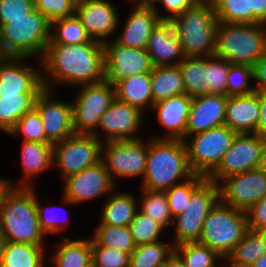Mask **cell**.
I'll return each mask as SVG.
<instances>
[{
    "label": "cell",
    "instance_id": "6da1fadb",
    "mask_svg": "<svg viewBox=\"0 0 266 267\" xmlns=\"http://www.w3.org/2000/svg\"><path fill=\"white\" fill-rule=\"evenodd\" d=\"M104 63L103 43H48L40 58L44 89L54 93L56 85L76 87L102 82L105 80Z\"/></svg>",
    "mask_w": 266,
    "mask_h": 267
},
{
    "label": "cell",
    "instance_id": "7a4b0ae2",
    "mask_svg": "<svg viewBox=\"0 0 266 267\" xmlns=\"http://www.w3.org/2000/svg\"><path fill=\"white\" fill-rule=\"evenodd\" d=\"M34 187H10L0 199V232L5 241L44 245Z\"/></svg>",
    "mask_w": 266,
    "mask_h": 267
},
{
    "label": "cell",
    "instance_id": "3957f363",
    "mask_svg": "<svg viewBox=\"0 0 266 267\" xmlns=\"http://www.w3.org/2000/svg\"><path fill=\"white\" fill-rule=\"evenodd\" d=\"M194 175L184 140L149 137L141 189L165 191Z\"/></svg>",
    "mask_w": 266,
    "mask_h": 267
},
{
    "label": "cell",
    "instance_id": "277c9868",
    "mask_svg": "<svg viewBox=\"0 0 266 267\" xmlns=\"http://www.w3.org/2000/svg\"><path fill=\"white\" fill-rule=\"evenodd\" d=\"M50 40V21L37 9L25 17L8 19L0 27V56L37 55L40 59Z\"/></svg>",
    "mask_w": 266,
    "mask_h": 267
},
{
    "label": "cell",
    "instance_id": "5b68a950",
    "mask_svg": "<svg viewBox=\"0 0 266 267\" xmlns=\"http://www.w3.org/2000/svg\"><path fill=\"white\" fill-rule=\"evenodd\" d=\"M266 53V24L219 22L216 30L215 55L231 64L255 66Z\"/></svg>",
    "mask_w": 266,
    "mask_h": 267
},
{
    "label": "cell",
    "instance_id": "8992f818",
    "mask_svg": "<svg viewBox=\"0 0 266 267\" xmlns=\"http://www.w3.org/2000/svg\"><path fill=\"white\" fill-rule=\"evenodd\" d=\"M185 56L215 54L218 19L209 5H194L171 20Z\"/></svg>",
    "mask_w": 266,
    "mask_h": 267
},
{
    "label": "cell",
    "instance_id": "52a82bcc",
    "mask_svg": "<svg viewBox=\"0 0 266 267\" xmlns=\"http://www.w3.org/2000/svg\"><path fill=\"white\" fill-rule=\"evenodd\" d=\"M248 230L246 212L219 200L205 218L198 242L225 259Z\"/></svg>",
    "mask_w": 266,
    "mask_h": 267
},
{
    "label": "cell",
    "instance_id": "ba28073f",
    "mask_svg": "<svg viewBox=\"0 0 266 267\" xmlns=\"http://www.w3.org/2000/svg\"><path fill=\"white\" fill-rule=\"evenodd\" d=\"M72 106V124L77 134H92L99 139L97 130L101 116L116 99L115 86L106 80L80 85Z\"/></svg>",
    "mask_w": 266,
    "mask_h": 267
},
{
    "label": "cell",
    "instance_id": "9c48e42d",
    "mask_svg": "<svg viewBox=\"0 0 266 267\" xmlns=\"http://www.w3.org/2000/svg\"><path fill=\"white\" fill-rule=\"evenodd\" d=\"M237 134L228 126L222 125L189 135L184 142L192 171L207 177L219 165Z\"/></svg>",
    "mask_w": 266,
    "mask_h": 267
},
{
    "label": "cell",
    "instance_id": "30bf717a",
    "mask_svg": "<svg viewBox=\"0 0 266 267\" xmlns=\"http://www.w3.org/2000/svg\"><path fill=\"white\" fill-rule=\"evenodd\" d=\"M220 200L218 184L206 179L193 193L185 211L173 218L174 245L200 239L203 223Z\"/></svg>",
    "mask_w": 266,
    "mask_h": 267
},
{
    "label": "cell",
    "instance_id": "8fae6325",
    "mask_svg": "<svg viewBox=\"0 0 266 267\" xmlns=\"http://www.w3.org/2000/svg\"><path fill=\"white\" fill-rule=\"evenodd\" d=\"M148 142L142 138L105 141L101 161L116 185V178L143 179L147 162Z\"/></svg>",
    "mask_w": 266,
    "mask_h": 267
},
{
    "label": "cell",
    "instance_id": "7c38bea8",
    "mask_svg": "<svg viewBox=\"0 0 266 267\" xmlns=\"http://www.w3.org/2000/svg\"><path fill=\"white\" fill-rule=\"evenodd\" d=\"M102 144L92 134H73L53 144V168L58 167L62 179L101 161Z\"/></svg>",
    "mask_w": 266,
    "mask_h": 267
},
{
    "label": "cell",
    "instance_id": "4fadbf2b",
    "mask_svg": "<svg viewBox=\"0 0 266 267\" xmlns=\"http://www.w3.org/2000/svg\"><path fill=\"white\" fill-rule=\"evenodd\" d=\"M62 180V202L72 206L108 196L117 188L102 161Z\"/></svg>",
    "mask_w": 266,
    "mask_h": 267
},
{
    "label": "cell",
    "instance_id": "5bb4252c",
    "mask_svg": "<svg viewBox=\"0 0 266 267\" xmlns=\"http://www.w3.org/2000/svg\"><path fill=\"white\" fill-rule=\"evenodd\" d=\"M262 136L256 133L237 134L219 165L207 176L215 183L222 179L259 168Z\"/></svg>",
    "mask_w": 266,
    "mask_h": 267
},
{
    "label": "cell",
    "instance_id": "9a60e30c",
    "mask_svg": "<svg viewBox=\"0 0 266 267\" xmlns=\"http://www.w3.org/2000/svg\"><path fill=\"white\" fill-rule=\"evenodd\" d=\"M218 183L220 201L246 211L266 194V172L261 168L228 176Z\"/></svg>",
    "mask_w": 266,
    "mask_h": 267
},
{
    "label": "cell",
    "instance_id": "2e32d148",
    "mask_svg": "<svg viewBox=\"0 0 266 267\" xmlns=\"http://www.w3.org/2000/svg\"><path fill=\"white\" fill-rule=\"evenodd\" d=\"M105 80L113 85L120 79L151 72L153 65L146 49L131 48L110 39L104 43Z\"/></svg>",
    "mask_w": 266,
    "mask_h": 267
},
{
    "label": "cell",
    "instance_id": "e0dca14e",
    "mask_svg": "<svg viewBox=\"0 0 266 267\" xmlns=\"http://www.w3.org/2000/svg\"><path fill=\"white\" fill-rule=\"evenodd\" d=\"M110 0H83L75 4V15L92 40L105 43L120 27L118 9Z\"/></svg>",
    "mask_w": 266,
    "mask_h": 267
},
{
    "label": "cell",
    "instance_id": "ac0fdd59",
    "mask_svg": "<svg viewBox=\"0 0 266 267\" xmlns=\"http://www.w3.org/2000/svg\"><path fill=\"white\" fill-rule=\"evenodd\" d=\"M28 56H0L1 94H40L44 90L41 69L26 62ZM25 61V62H24Z\"/></svg>",
    "mask_w": 266,
    "mask_h": 267
},
{
    "label": "cell",
    "instance_id": "d6986e66",
    "mask_svg": "<svg viewBox=\"0 0 266 267\" xmlns=\"http://www.w3.org/2000/svg\"><path fill=\"white\" fill-rule=\"evenodd\" d=\"M53 91L44 89L36 98L35 109L42 119L44 132L51 144L75 134L72 124L71 102L54 98Z\"/></svg>",
    "mask_w": 266,
    "mask_h": 267
},
{
    "label": "cell",
    "instance_id": "ffe728a7",
    "mask_svg": "<svg viewBox=\"0 0 266 267\" xmlns=\"http://www.w3.org/2000/svg\"><path fill=\"white\" fill-rule=\"evenodd\" d=\"M143 115L137 107L116 98L100 118L97 129L100 128L104 136L100 135L99 140L105 142L141 138L139 131Z\"/></svg>",
    "mask_w": 266,
    "mask_h": 267
},
{
    "label": "cell",
    "instance_id": "44dd1931",
    "mask_svg": "<svg viewBox=\"0 0 266 267\" xmlns=\"http://www.w3.org/2000/svg\"><path fill=\"white\" fill-rule=\"evenodd\" d=\"M193 98L187 94H180L171 96L154 103L152 110L157 111L158 123L167 129L163 137L151 135L150 137L156 139H186V127L188 115Z\"/></svg>",
    "mask_w": 266,
    "mask_h": 267
},
{
    "label": "cell",
    "instance_id": "7402d4cb",
    "mask_svg": "<svg viewBox=\"0 0 266 267\" xmlns=\"http://www.w3.org/2000/svg\"><path fill=\"white\" fill-rule=\"evenodd\" d=\"M228 96L206 94L193 97L186 127L189 135L224 125Z\"/></svg>",
    "mask_w": 266,
    "mask_h": 267
},
{
    "label": "cell",
    "instance_id": "603a6c76",
    "mask_svg": "<svg viewBox=\"0 0 266 267\" xmlns=\"http://www.w3.org/2000/svg\"><path fill=\"white\" fill-rule=\"evenodd\" d=\"M146 50L153 66L178 65L185 58L175 27L167 20L153 29Z\"/></svg>",
    "mask_w": 266,
    "mask_h": 267
},
{
    "label": "cell",
    "instance_id": "cb8c5ba5",
    "mask_svg": "<svg viewBox=\"0 0 266 267\" xmlns=\"http://www.w3.org/2000/svg\"><path fill=\"white\" fill-rule=\"evenodd\" d=\"M260 116L259 92L228 96L224 125L238 134L256 133Z\"/></svg>",
    "mask_w": 266,
    "mask_h": 267
},
{
    "label": "cell",
    "instance_id": "d4e9b609",
    "mask_svg": "<svg viewBox=\"0 0 266 267\" xmlns=\"http://www.w3.org/2000/svg\"><path fill=\"white\" fill-rule=\"evenodd\" d=\"M133 7L122 33L111 38L126 47L146 49L149 36L161 19L154 8Z\"/></svg>",
    "mask_w": 266,
    "mask_h": 267
},
{
    "label": "cell",
    "instance_id": "484cf974",
    "mask_svg": "<svg viewBox=\"0 0 266 267\" xmlns=\"http://www.w3.org/2000/svg\"><path fill=\"white\" fill-rule=\"evenodd\" d=\"M21 161L23 178L20 183L6 178L10 187H32L30 181L53 166V144L36 141H22ZM51 167V168H50ZM23 183V184H21Z\"/></svg>",
    "mask_w": 266,
    "mask_h": 267
},
{
    "label": "cell",
    "instance_id": "4316f807",
    "mask_svg": "<svg viewBox=\"0 0 266 267\" xmlns=\"http://www.w3.org/2000/svg\"><path fill=\"white\" fill-rule=\"evenodd\" d=\"M114 86L118 100L137 107L143 113L149 106V109L152 108L154 103L151 92L150 72L120 79Z\"/></svg>",
    "mask_w": 266,
    "mask_h": 267
},
{
    "label": "cell",
    "instance_id": "83f0119b",
    "mask_svg": "<svg viewBox=\"0 0 266 267\" xmlns=\"http://www.w3.org/2000/svg\"><path fill=\"white\" fill-rule=\"evenodd\" d=\"M58 248L50 256L52 267H91V238L71 239L62 236Z\"/></svg>",
    "mask_w": 266,
    "mask_h": 267
},
{
    "label": "cell",
    "instance_id": "f1b7e54d",
    "mask_svg": "<svg viewBox=\"0 0 266 267\" xmlns=\"http://www.w3.org/2000/svg\"><path fill=\"white\" fill-rule=\"evenodd\" d=\"M132 193L111 192L105 199L99 224L127 226L138 211V200Z\"/></svg>",
    "mask_w": 266,
    "mask_h": 267
},
{
    "label": "cell",
    "instance_id": "f546056e",
    "mask_svg": "<svg viewBox=\"0 0 266 267\" xmlns=\"http://www.w3.org/2000/svg\"><path fill=\"white\" fill-rule=\"evenodd\" d=\"M44 245L5 241L0 267H43L48 260Z\"/></svg>",
    "mask_w": 266,
    "mask_h": 267
},
{
    "label": "cell",
    "instance_id": "4dcf8cb0",
    "mask_svg": "<svg viewBox=\"0 0 266 267\" xmlns=\"http://www.w3.org/2000/svg\"><path fill=\"white\" fill-rule=\"evenodd\" d=\"M150 75L153 103L171 96L185 94L183 78L178 65L153 66Z\"/></svg>",
    "mask_w": 266,
    "mask_h": 267
},
{
    "label": "cell",
    "instance_id": "1f68e13d",
    "mask_svg": "<svg viewBox=\"0 0 266 267\" xmlns=\"http://www.w3.org/2000/svg\"><path fill=\"white\" fill-rule=\"evenodd\" d=\"M266 253V238L261 231L248 230L224 261L226 267H249Z\"/></svg>",
    "mask_w": 266,
    "mask_h": 267
},
{
    "label": "cell",
    "instance_id": "d6a6232c",
    "mask_svg": "<svg viewBox=\"0 0 266 267\" xmlns=\"http://www.w3.org/2000/svg\"><path fill=\"white\" fill-rule=\"evenodd\" d=\"M39 94H1L0 96V130L6 134L17 121L35 107Z\"/></svg>",
    "mask_w": 266,
    "mask_h": 267
},
{
    "label": "cell",
    "instance_id": "836d02e7",
    "mask_svg": "<svg viewBox=\"0 0 266 267\" xmlns=\"http://www.w3.org/2000/svg\"><path fill=\"white\" fill-rule=\"evenodd\" d=\"M178 67L185 94L192 98L207 94V57L185 56Z\"/></svg>",
    "mask_w": 266,
    "mask_h": 267
},
{
    "label": "cell",
    "instance_id": "e575fe53",
    "mask_svg": "<svg viewBox=\"0 0 266 267\" xmlns=\"http://www.w3.org/2000/svg\"><path fill=\"white\" fill-rule=\"evenodd\" d=\"M91 246H104L131 255L136 245L129 225L99 224L91 238Z\"/></svg>",
    "mask_w": 266,
    "mask_h": 267
},
{
    "label": "cell",
    "instance_id": "d590c367",
    "mask_svg": "<svg viewBox=\"0 0 266 267\" xmlns=\"http://www.w3.org/2000/svg\"><path fill=\"white\" fill-rule=\"evenodd\" d=\"M48 43L73 45L101 42L92 40L80 20L74 15L50 22V40Z\"/></svg>",
    "mask_w": 266,
    "mask_h": 267
},
{
    "label": "cell",
    "instance_id": "8d00e7d4",
    "mask_svg": "<svg viewBox=\"0 0 266 267\" xmlns=\"http://www.w3.org/2000/svg\"><path fill=\"white\" fill-rule=\"evenodd\" d=\"M138 209L144 215L159 223L165 230L172 226L173 217L170 213L165 191L142 189Z\"/></svg>",
    "mask_w": 266,
    "mask_h": 267
},
{
    "label": "cell",
    "instance_id": "74e56055",
    "mask_svg": "<svg viewBox=\"0 0 266 267\" xmlns=\"http://www.w3.org/2000/svg\"><path fill=\"white\" fill-rule=\"evenodd\" d=\"M174 247L172 241L137 245L130 255L129 267H161L174 251Z\"/></svg>",
    "mask_w": 266,
    "mask_h": 267
},
{
    "label": "cell",
    "instance_id": "f35d334b",
    "mask_svg": "<svg viewBox=\"0 0 266 267\" xmlns=\"http://www.w3.org/2000/svg\"><path fill=\"white\" fill-rule=\"evenodd\" d=\"M174 251L180 256L185 267H223L218 260H225L218 252L206 245L195 242H183L175 245Z\"/></svg>",
    "mask_w": 266,
    "mask_h": 267
},
{
    "label": "cell",
    "instance_id": "ab89813d",
    "mask_svg": "<svg viewBox=\"0 0 266 267\" xmlns=\"http://www.w3.org/2000/svg\"><path fill=\"white\" fill-rule=\"evenodd\" d=\"M207 179L206 176L195 174L180 184L165 190L170 213L173 218L185 211L192 193Z\"/></svg>",
    "mask_w": 266,
    "mask_h": 267
},
{
    "label": "cell",
    "instance_id": "60d3db41",
    "mask_svg": "<svg viewBox=\"0 0 266 267\" xmlns=\"http://www.w3.org/2000/svg\"><path fill=\"white\" fill-rule=\"evenodd\" d=\"M8 134L15 137L22 135V141H36L51 144L46 138L42 119L35 108L26 112Z\"/></svg>",
    "mask_w": 266,
    "mask_h": 267
},
{
    "label": "cell",
    "instance_id": "b9f144b4",
    "mask_svg": "<svg viewBox=\"0 0 266 267\" xmlns=\"http://www.w3.org/2000/svg\"><path fill=\"white\" fill-rule=\"evenodd\" d=\"M213 8L218 22L251 24L249 0H217Z\"/></svg>",
    "mask_w": 266,
    "mask_h": 267
},
{
    "label": "cell",
    "instance_id": "7bdbcfd3",
    "mask_svg": "<svg viewBox=\"0 0 266 267\" xmlns=\"http://www.w3.org/2000/svg\"><path fill=\"white\" fill-rule=\"evenodd\" d=\"M230 62L215 54L207 56V94L227 96V74Z\"/></svg>",
    "mask_w": 266,
    "mask_h": 267
},
{
    "label": "cell",
    "instance_id": "ee69618b",
    "mask_svg": "<svg viewBox=\"0 0 266 267\" xmlns=\"http://www.w3.org/2000/svg\"><path fill=\"white\" fill-rule=\"evenodd\" d=\"M135 245L160 241L165 229L139 210L129 224Z\"/></svg>",
    "mask_w": 266,
    "mask_h": 267
},
{
    "label": "cell",
    "instance_id": "f6af8a7d",
    "mask_svg": "<svg viewBox=\"0 0 266 267\" xmlns=\"http://www.w3.org/2000/svg\"><path fill=\"white\" fill-rule=\"evenodd\" d=\"M250 80L254 82V69L248 65L230 64L227 74V96L248 95L254 93L255 86H249Z\"/></svg>",
    "mask_w": 266,
    "mask_h": 267
},
{
    "label": "cell",
    "instance_id": "bcb514c9",
    "mask_svg": "<svg viewBox=\"0 0 266 267\" xmlns=\"http://www.w3.org/2000/svg\"><path fill=\"white\" fill-rule=\"evenodd\" d=\"M36 208H37V214L39 219V225L41 230L44 232L45 235L50 234H57L62 233V231L66 230V226H69L70 219L66 217V219H59L60 215L58 216V212L56 214V211L58 208L56 207H50V205L47 207H44L40 204V201L38 200L36 196ZM61 210L63 208H59ZM65 213V210L63 211V215ZM66 214V213H65Z\"/></svg>",
    "mask_w": 266,
    "mask_h": 267
},
{
    "label": "cell",
    "instance_id": "7dc6e473",
    "mask_svg": "<svg viewBox=\"0 0 266 267\" xmlns=\"http://www.w3.org/2000/svg\"><path fill=\"white\" fill-rule=\"evenodd\" d=\"M130 255L117 249L92 246L93 267H129Z\"/></svg>",
    "mask_w": 266,
    "mask_h": 267
},
{
    "label": "cell",
    "instance_id": "c3c4849f",
    "mask_svg": "<svg viewBox=\"0 0 266 267\" xmlns=\"http://www.w3.org/2000/svg\"><path fill=\"white\" fill-rule=\"evenodd\" d=\"M75 2L73 0H34V7L50 22L75 15Z\"/></svg>",
    "mask_w": 266,
    "mask_h": 267
},
{
    "label": "cell",
    "instance_id": "681fc988",
    "mask_svg": "<svg viewBox=\"0 0 266 267\" xmlns=\"http://www.w3.org/2000/svg\"><path fill=\"white\" fill-rule=\"evenodd\" d=\"M34 9V0H0V27L8 19L25 17Z\"/></svg>",
    "mask_w": 266,
    "mask_h": 267
},
{
    "label": "cell",
    "instance_id": "f907efd6",
    "mask_svg": "<svg viewBox=\"0 0 266 267\" xmlns=\"http://www.w3.org/2000/svg\"><path fill=\"white\" fill-rule=\"evenodd\" d=\"M247 216L248 228L253 231H263L266 229V194L248 210Z\"/></svg>",
    "mask_w": 266,
    "mask_h": 267
},
{
    "label": "cell",
    "instance_id": "816d5d0a",
    "mask_svg": "<svg viewBox=\"0 0 266 267\" xmlns=\"http://www.w3.org/2000/svg\"><path fill=\"white\" fill-rule=\"evenodd\" d=\"M158 4H161L167 12L164 16V20L167 21H171L175 16L195 5L193 0H160Z\"/></svg>",
    "mask_w": 266,
    "mask_h": 267
},
{
    "label": "cell",
    "instance_id": "f5cc1de1",
    "mask_svg": "<svg viewBox=\"0 0 266 267\" xmlns=\"http://www.w3.org/2000/svg\"><path fill=\"white\" fill-rule=\"evenodd\" d=\"M253 69L255 90L266 93V53L255 63Z\"/></svg>",
    "mask_w": 266,
    "mask_h": 267
},
{
    "label": "cell",
    "instance_id": "db71d44e",
    "mask_svg": "<svg viewBox=\"0 0 266 267\" xmlns=\"http://www.w3.org/2000/svg\"><path fill=\"white\" fill-rule=\"evenodd\" d=\"M251 10V24H266V0H249Z\"/></svg>",
    "mask_w": 266,
    "mask_h": 267
},
{
    "label": "cell",
    "instance_id": "11a10c76",
    "mask_svg": "<svg viewBox=\"0 0 266 267\" xmlns=\"http://www.w3.org/2000/svg\"><path fill=\"white\" fill-rule=\"evenodd\" d=\"M260 116L257 127V134L266 137V93L259 92Z\"/></svg>",
    "mask_w": 266,
    "mask_h": 267
},
{
    "label": "cell",
    "instance_id": "9f6ffc18",
    "mask_svg": "<svg viewBox=\"0 0 266 267\" xmlns=\"http://www.w3.org/2000/svg\"><path fill=\"white\" fill-rule=\"evenodd\" d=\"M132 1L133 3H135L134 6L154 8L160 19L164 20V14H159L161 11H159L157 8L158 6H156V4L160 2V0H131V2Z\"/></svg>",
    "mask_w": 266,
    "mask_h": 267
},
{
    "label": "cell",
    "instance_id": "6f0895ef",
    "mask_svg": "<svg viewBox=\"0 0 266 267\" xmlns=\"http://www.w3.org/2000/svg\"><path fill=\"white\" fill-rule=\"evenodd\" d=\"M161 267H185L180 256L173 251Z\"/></svg>",
    "mask_w": 266,
    "mask_h": 267
},
{
    "label": "cell",
    "instance_id": "680465c9",
    "mask_svg": "<svg viewBox=\"0 0 266 267\" xmlns=\"http://www.w3.org/2000/svg\"><path fill=\"white\" fill-rule=\"evenodd\" d=\"M259 168H261L263 171L266 172V137H262V147H261Z\"/></svg>",
    "mask_w": 266,
    "mask_h": 267
},
{
    "label": "cell",
    "instance_id": "91938a15",
    "mask_svg": "<svg viewBox=\"0 0 266 267\" xmlns=\"http://www.w3.org/2000/svg\"><path fill=\"white\" fill-rule=\"evenodd\" d=\"M249 267H266V253L263 254L259 259H257Z\"/></svg>",
    "mask_w": 266,
    "mask_h": 267
},
{
    "label": "cell",
    "instance_id": "94428289",
    "mask_svg": "<svg viewBox=\"0 0 266 267\" xmlns=\"http://www.w3.org/2000/svg\"><path fill=\"white\" fill-rule=\"evenodd\" d=\"M195 5L214 6L217 0H193Z\"/></svg>",
    "mask_w": 266,
    "mask_h": 267
},
{
    "label": "cell",
    "instance_id": "6125c7cd",
    "mask_svg": "<svg viewBox=\"0 0 266 267\" xmlns=\"http://www.w3.org/2000/svg\"><path fill=\"white\" fill-rule=\"evenodd\" d=\"M8 182L6 181V178L0 177V199L2 196V193L5 191V189L8 187Z\"/></svg>",
    "mask_w": 266,
    "mask_h": 267
},
{
    "label": "cell",
    "instance_id": "be15d7a7",
    "mask_svg": "<svg viewBox=\"0 0 266 267\" xmlns=\"http://www.w3.org/2000/svg\"><path fill=\"white\" fill-rule=\"evenodd\" d=\"M4 245H5V239L0 232V261H1L2 255H3Z\"/></svg>",
    "mask_w": 266,
    "mask_h": 267
},
{
    "label": "cell",
    "instance_id": "e7e4bbea",
    "mask_svg": "<svg viewBox=\"0 0 266 267\" xmlns=\"http://www.w3.org/2000/svg\"><path fill=\"white\" fill-rule=\"evenodd\" d=\"M261 232L264 234V236H265V238H266V229L263 230V231H261Z\"/></svg>",
    "mask_w": 266,
    "mask_h": 267
},
{
    "label": "cell",
    "instance_id": "03108f58",
    "mask_svg": "<svg viewBox=\"0 0 266 267\" xmlns=\"http://www.w3.org/2000/svg\"><path fill=\"white\" fill-rule=\"evenodd\" d=\"M75 3L79 2V1H83V0H73Z\"/></svg>",
    "mask_w": 266,
    "mask_h": 267
}]
</instances>
